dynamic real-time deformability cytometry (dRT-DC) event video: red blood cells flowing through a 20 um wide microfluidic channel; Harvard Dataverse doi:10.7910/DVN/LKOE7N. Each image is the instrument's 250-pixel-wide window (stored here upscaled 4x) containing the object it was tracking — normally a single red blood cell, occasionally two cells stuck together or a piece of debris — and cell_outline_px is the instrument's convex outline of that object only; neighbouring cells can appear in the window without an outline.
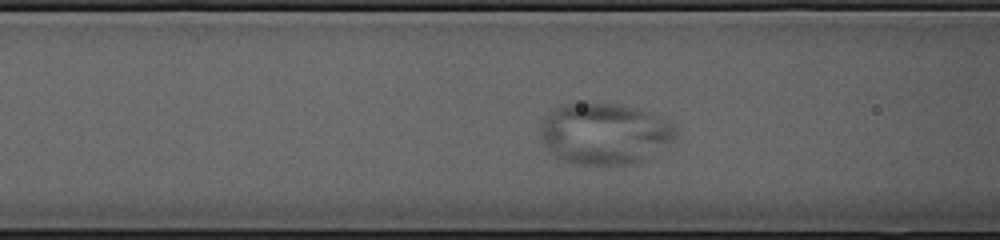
{"species": "common noctule bat (a hibernating species)", "species_latin": "Nyctalus noctula", "temperature_condition": "cold", "stored_images_in_passage": 37, "camera_frame_rate_fps": 3000, "um_per_image_px": 0.085, "animal": {"sex": "female", "body_mass_g": 23.0, "forearm_length_mm": 53.4}, "frame": {"image": 1, "passage_image": 9, "time_ms": 2.667, "image_size_px": [1000, 240], "cell_outline_px": [[676, 144], [652, 156], [632, 164], [572, 164], [556, 156], [540, 140], [540, 124], [544, 116], [556, 108], [568, 104], [620, 104], [664, 116], [676, 124]], "centroid_in_image_um": [51.49, 11.37], "position_along_channel_um": 115.1, "area_um2": 49.01}}
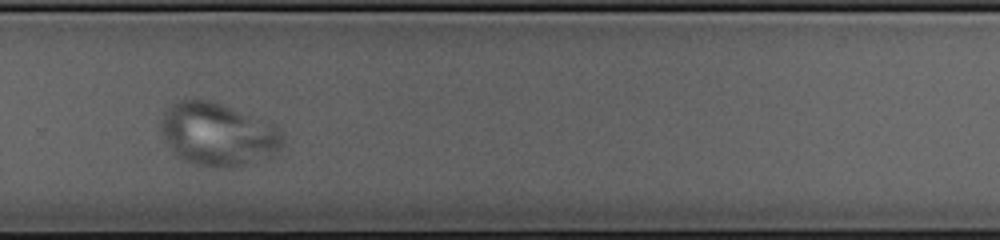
{"frame": {"image": 2, "passage_image": 25, "time_ms": 8.0, "image_size_px": [1000, 240], "cell_outline_px": [[288, 136], [284, 144], [272, 160], [232, 168], [212, 168], [196, 164], [184, 160], [164, 140], [160, 132], [160, 120], [164, 112], [168, 108], [180, 100], [212, 100], [276, 124]], "centroid_in_image_um": [18.65, 11.45], "position_along_channel_um": 311.1, "area_um2": 46.01}}
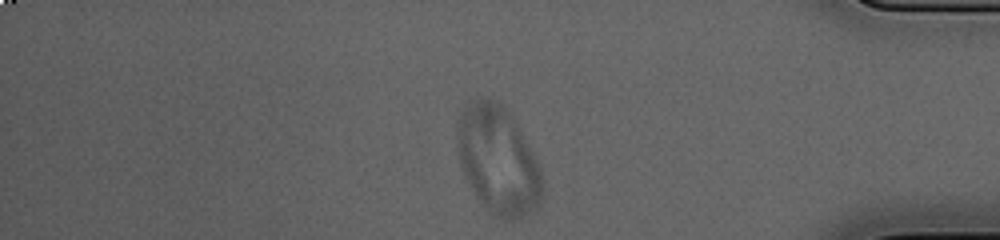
{"frame": {"image": 3, "passage_image": 34, "time_ms": 11.0, "image_size_px": [1000, 240], "cell_outline_px": [[540, 204], [536, 212], [520, 220], [504, 220], [496, 216], [484, 204], [472, 188], [464, 172], [460, 160], [456, 136], [456, 120], [460, 112], [476, 96], [484, 96], [500, 104], [512, 116], [540, 164]], "centroid_in_image_um": [42.34, 13.59], "position_along_channel_um": 392.9, "area_um2": 53.35}}